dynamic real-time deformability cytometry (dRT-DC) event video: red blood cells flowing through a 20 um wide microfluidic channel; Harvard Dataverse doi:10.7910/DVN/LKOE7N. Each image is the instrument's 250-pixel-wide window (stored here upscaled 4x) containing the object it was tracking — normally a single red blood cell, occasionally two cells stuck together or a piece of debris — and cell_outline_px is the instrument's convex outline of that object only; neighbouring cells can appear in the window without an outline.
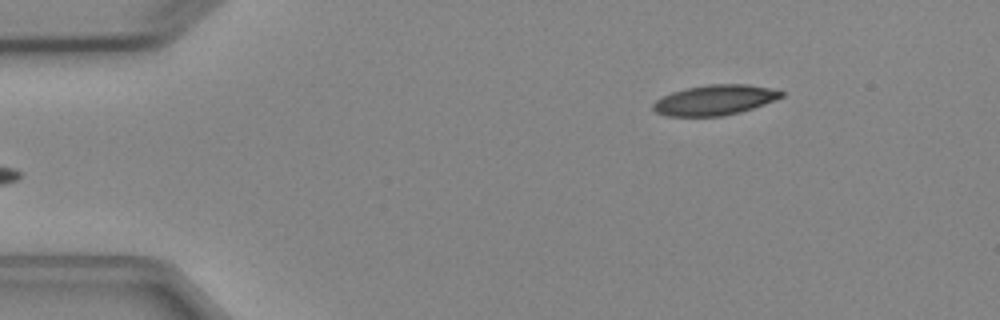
{"species": "Egyptian fruit bat (a non-hibernating species)", "species_latin": "Rousettus aegyptiacus", "temperature_condition": "cold", "stored_images_in_passage": 6, "camera_frame_rate_fps": 3000, "um_per_image_px": 0.085, "animal": {"sex": "female"}, "frame": {"image": 1, "passage_image": 6, "time_ms": 6.0, "image_size_px": [1000, 320], "cell_outline_px": [[784, 96], [776, 100], [740, 112], [720, 116], [668, 116], [656, 112], [652, 108], [652, 104], [656, 100], [672, 92], [688, 88], [708, 84], [748, 84], [768, 88], [784, 92]], "centroid_in_image_um": [60.76, 8.5], "position_along_channel_um": 24.2, "area_um2": 22.37}}